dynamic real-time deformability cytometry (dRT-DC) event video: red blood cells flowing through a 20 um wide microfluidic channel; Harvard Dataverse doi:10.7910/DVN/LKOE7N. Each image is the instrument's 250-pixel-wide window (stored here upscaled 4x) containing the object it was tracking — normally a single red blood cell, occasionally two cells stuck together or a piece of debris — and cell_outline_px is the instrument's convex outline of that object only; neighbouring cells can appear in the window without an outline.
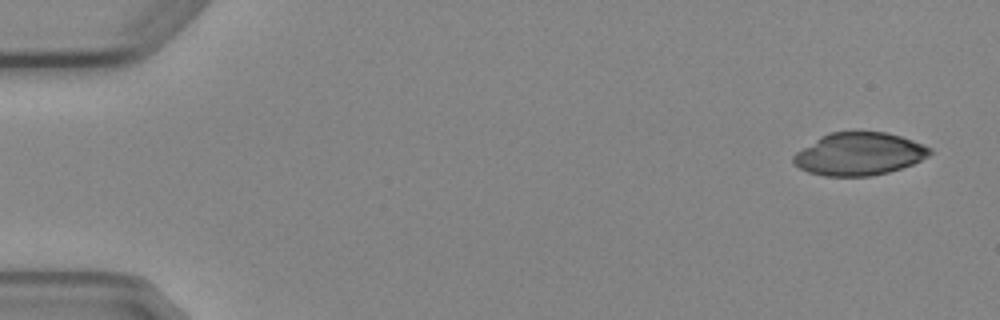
{"species": "Egyptian fruit bat (a non-hibernating species)", "species_latin": "Rousettus aegyptiacus", "temperature_condition": "cold", "stored_images_in_passage": 4, "camera_frame_rate_fps": 3000, "um_per_image_px": 0.085, "animal": {"sex": "female"}, "frame": {"image": 1, "passage_image": 1, "time_ms": 0.0, "image_size_px": [1000, 320], "cell_outline_px": [[932, 152], [928, 156], [912, 164], [888, 172], [872, 176], [824, 176], [808, 172], [792, 164], [792, 156], [796, 152], [820, 136], [828, 132], [888, 132], [912, 140], [932, 148]], "centroid_in_image_um": [72.99, 13.09], "position_along_channel_um": 12.0, "area_um2": 33.99}}